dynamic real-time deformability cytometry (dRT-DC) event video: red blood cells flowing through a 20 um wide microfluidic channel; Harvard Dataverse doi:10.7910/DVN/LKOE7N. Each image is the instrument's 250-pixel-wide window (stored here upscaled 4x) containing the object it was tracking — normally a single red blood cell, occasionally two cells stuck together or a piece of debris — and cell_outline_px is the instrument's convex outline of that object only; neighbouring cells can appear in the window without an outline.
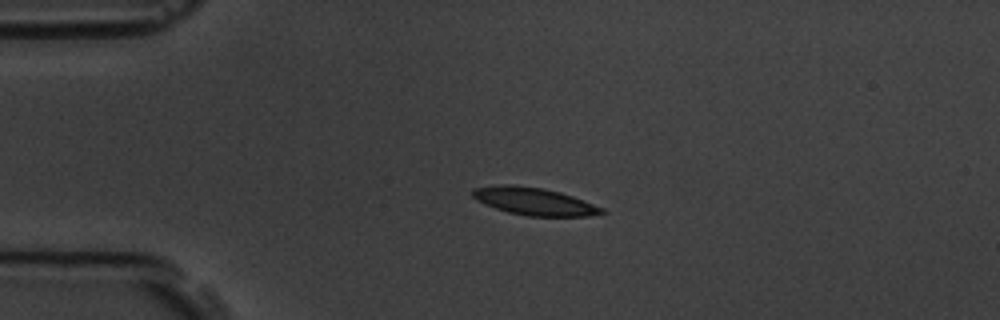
{"species": "common noctule bat (a hibernating species)", "species_latin": "Nyctalus noctula", "temperature_condition": "room temperature", "stored_images_in_passage": 3, "camera_frame_rate_fps": 3000, "um_per_image_px": 0.085, "animal": {"sex": "male", "body_mass_g": 19.5, "forearm_length_mm": 54.6}, "frame": {"image": 1, "passage_image": 2, "time_ms": 1.333, "image_size_px": [1000, 320], "cell_outline_px": [[608, 212], [588, 216], [528, 216], [508, 212], [484, 204], [476, 200], [472, 196], [472, 188], [500, 184], [512, 184], [544, 188], [560, 192], [572, 196], [604, 208]], "centroid_in_image_um": [45.39, 17.1], "position_along_channel_um": 39.6, "area_um2": 20.81}}